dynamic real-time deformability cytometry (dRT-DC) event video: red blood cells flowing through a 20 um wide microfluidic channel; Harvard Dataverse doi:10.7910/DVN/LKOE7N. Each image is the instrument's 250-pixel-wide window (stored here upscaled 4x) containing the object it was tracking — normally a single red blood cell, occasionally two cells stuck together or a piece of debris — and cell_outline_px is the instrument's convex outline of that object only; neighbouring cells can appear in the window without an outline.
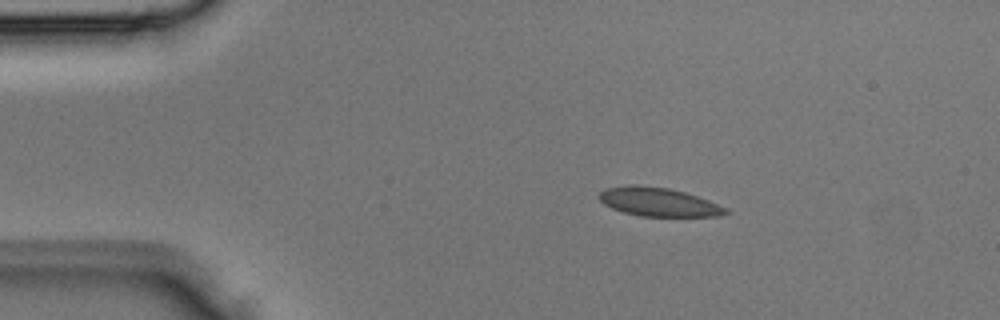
{"species": "Egyptian fruit bat (a non-hibernating species)", "species_latin": "Rousettus aegyptiacus", "temperature_condition": "room temperature", "stored_images_in_passage": 3, "segment_of_instrument_passage": [1, 2], "camera_frame_rate_fps": 3000, "um_per_image_px": 0.085, "animal": {"sex": "male"}, "frame": {"image": 1, "passage_image": 1, "time_ms": 0.0, "image_size_px": [1000, 320], "cell_outline_px": [[728, 212], [720, 216], [640, 216], [624, 212], [612, 208], [604, 204], [596, 196], [604, 188], [628, 184], [636, 184], [668, 188], [684, 192], [708, 200], [728, 208]], "centroid_in_image_um": [55.92, 17.15], "position_along_channel_um": 29.1, "area_um2": 21.21}}